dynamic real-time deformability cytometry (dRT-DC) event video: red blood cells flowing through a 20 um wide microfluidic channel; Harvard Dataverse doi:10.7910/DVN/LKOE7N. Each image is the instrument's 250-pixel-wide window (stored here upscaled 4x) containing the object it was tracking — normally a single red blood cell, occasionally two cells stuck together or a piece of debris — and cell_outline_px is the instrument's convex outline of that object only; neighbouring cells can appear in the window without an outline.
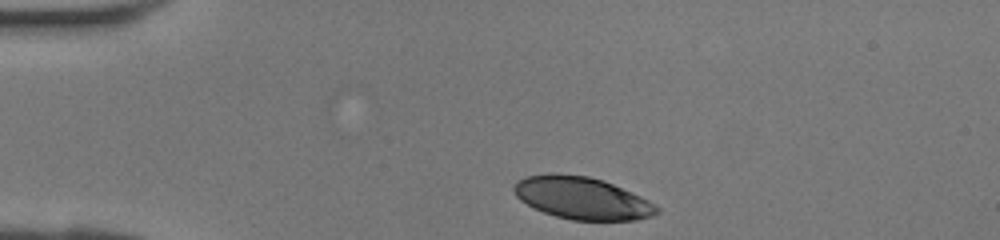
{"species": "human", "species_latin": "Homo sapiens", "temperature_condition": "room temperature", "stored_images_in_passage": 28, "camera_frame_rate_fps": 3000, "um_per_image_px": 0.085, "donor": {"sex": "female"}, "frame": {"image": 1, "passage_image": 1, "time_ms": 0.0, "image_size_px": [1000, 240], "cell_outline_px": [[660, 212], [652, 216], [636, 220], [572, 220], [556, 216], [544, 212], [520, 200], [516, 196], [512, 188], [516, 180], [528, 176], [588, 176], [604, 180], [640, 196], [648, 200], [660, 208]], "centroid_in_image_um": [49.52, 16.87], "position_along_channel_um": 35.5, "area_um2": 34.39}}
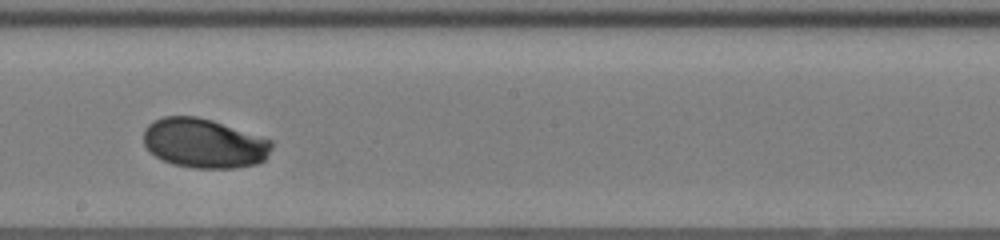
{"frame": {"image": 2, "passage_image": 16, "time_ms": 5.0, "image_size_px": [1000, 240], "cell_outline_px": [[272, 148], [264, 160], [256, 164], [236, 168], [196, 168], [172, 164], [156, 156], [144, 144], [144, 128], [152, 120], [164, 116], [196, 116], [212, 120], [272, 140]], "centroid_in_image_um": [17.34, 12.17], "position_along_channel_um": 230.9, "area_um2": 36.88}}
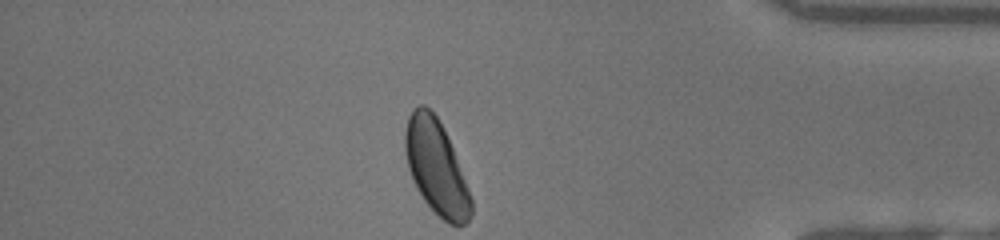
{"frame": {"image": 3, "passage_image": 28, "time_ms": 9.0, "image_size_px": [1000, 240], "cell_outline_px": [[472, 216], [464, 224], [448, 224], [424, 200], [416, 188], [412, 180], [408, 168], [404, 152], [404, 132], [408, 116], [420, 104], [424, 104], [436, 116], [444, 128], [468, 188], [472, 200]], "centroid_in_image_um": [37.05, 14.21], "position_along_channel_um": 398.1, "area_um2": 35.84}}